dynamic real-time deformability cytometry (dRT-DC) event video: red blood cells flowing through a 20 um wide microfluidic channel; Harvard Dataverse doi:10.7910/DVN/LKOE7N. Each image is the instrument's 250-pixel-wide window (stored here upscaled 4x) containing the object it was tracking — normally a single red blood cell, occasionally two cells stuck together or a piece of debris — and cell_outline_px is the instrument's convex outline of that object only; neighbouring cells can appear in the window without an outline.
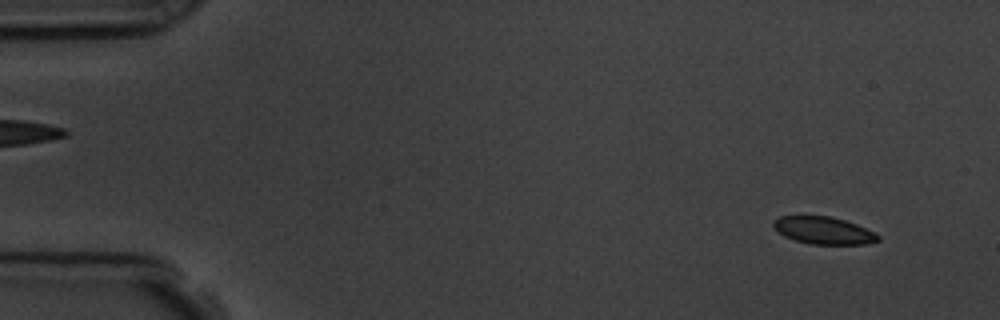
{"species": "common noctule bat (a hibernating species)", "species_latin": "Nyctalus noctula", "temperature_condition": "room temperature", "stored_images_in_passage": 5, "camera_frame_rate_fps": 3000, "um_per_image_px": 0.085, "animal": {"sex": "male", "body_mass_g": 19.5, "forearm_length_mm": 54.6}, "frame": {"image": 1, "passage_image": 1, "time_ms": 0.0, "image_size_px": [1000, 320], "cell_outline_px": [[880, 240], [864, 244], [812, 244], [796, 240], [784, 236], [772, 224], [772, 220], [780, 216], [828, 216], [844, 220], [856, 224], [876, 232], [880, 236]], "centroid_in_image_um": [70.03, 19.58], "position_along_channel_um": 15.0, "area_um2": 16.53}}